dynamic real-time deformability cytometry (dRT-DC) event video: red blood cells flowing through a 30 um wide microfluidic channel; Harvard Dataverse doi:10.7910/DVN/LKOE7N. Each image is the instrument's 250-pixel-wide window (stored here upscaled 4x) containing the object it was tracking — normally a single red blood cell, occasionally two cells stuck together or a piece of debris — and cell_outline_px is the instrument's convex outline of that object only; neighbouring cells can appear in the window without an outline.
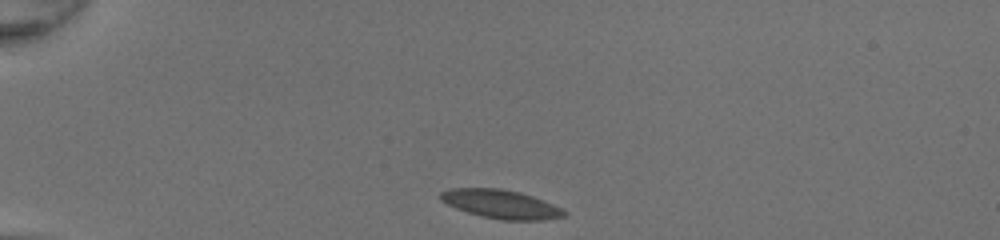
{"species": "common noctule bat (a hibernating species)", "species_latin": "Nyctalus noctula", "temperature_condition": "room temperature", "stored_images_in_passage": 38, "camera_frame_rate_fps": 3000, "um_per_image_px": 0.085, "animal": {"sex": "female", "body_mass_g": 20.0, "forearm_length_mm": 54.0}, "frame": {"image": 1, "passage_image": 1, "time_ms": 0.0, "image_size_px": [1000, 240], "cell_outline_px": [[568, 212], [564, 216], [544, 220], [500, 220], [480, 216], [456, 208], [440, 200], [440, 192], [452, 188], [500, 188], [520, 192], [532, 196], [552, 204]], "centroid_in_image_um": [42.57, 17.35], "position_along_channel_um": 42.4, "area_um2": 20.58}}
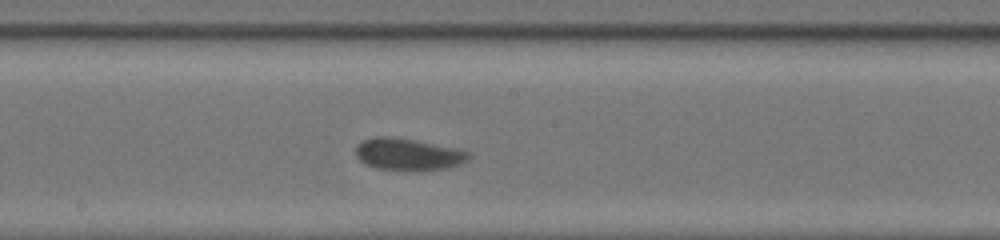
{"frame": {"image": 2, "passage_image": 17, "time_ms": 5.333, "image_size_px": [1000, 240], "cell_outline_px": [[472, 156], [468, 160], [460, 164], [448, 168], [412, 172], [376, 168], [360, 160], [356, 156], [356, 144], [364, 140], [376, 136], [388, 136], [416, 140], [456, 148], [472, 152]], "centroid_in_image_um": [34.74, 13.13], "position_along_channel_um": 213.5, "area_um2": 21.44}}
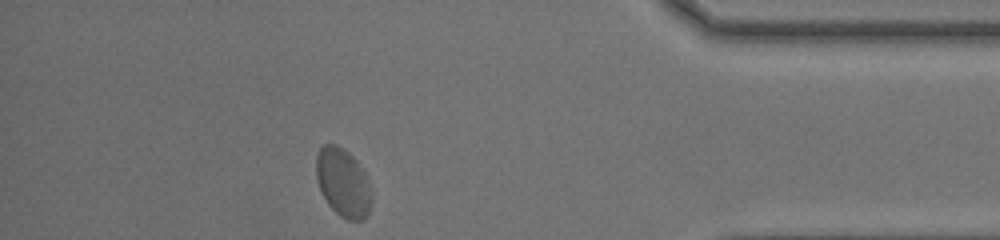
{"frame": {"image": 3, "passage_image": 33, "time_ms": 10.667, "image_size_px": [1000, 240], "cell_outline_px": [[372, 200], [368, 212], [360, 220], [348, 220], [340, 216], [328, 204], [320, 188], [316, 176], [316, 156], [320, 148], [324, 144], [336, 144], [344, 148], [356, 160], [364, 176], [372, 196]], "centroid_in_image_um": [29.13, 15.51], "position_along_channel_um": 406.1, "area_um2": 21.56}, "authors_computed_cell_mechanics": {"area_um2": 20.519, "velocity_mm_per_s": 4.1917, "shape_relaxation_time_tau1_ms": 1.5382, "shape_relaxation_time_tau2_ms": 0.6264, "deformation_change_tau1": 0.0862, "deformation_change_tau2": 0.0545}}